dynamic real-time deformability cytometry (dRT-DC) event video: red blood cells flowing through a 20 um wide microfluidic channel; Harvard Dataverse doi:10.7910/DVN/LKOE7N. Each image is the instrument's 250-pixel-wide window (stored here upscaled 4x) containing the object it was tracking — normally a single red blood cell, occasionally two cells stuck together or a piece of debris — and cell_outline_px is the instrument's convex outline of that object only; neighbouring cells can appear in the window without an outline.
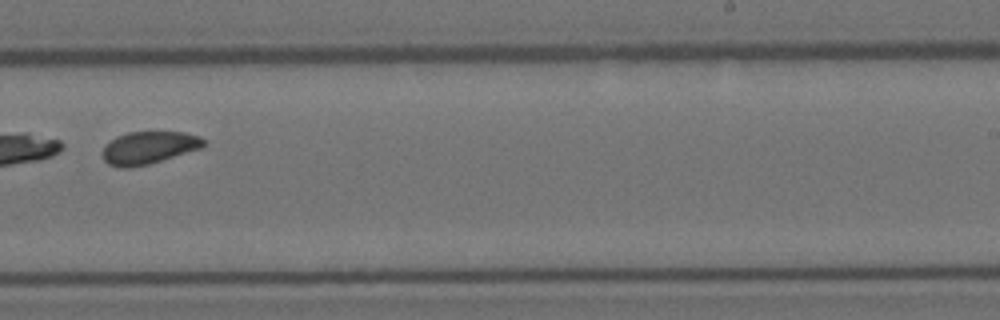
{"species": "Egyptian fruit bat (a non-hibernating species)", "species_latin": "Rousettus aegyptiacus", "temperature_condition": "room temperature", "stored_images_in_passage": 10, "camera_frame_rate_fps": 3000, "um_per_image_px": 0.085, "animal": {"sex": "female"}, "frame": {"image": 1, "passage_image": 9, "time_ms": 2.667, "image_size_px": [1000, 320], "cell_outline_px": [[204, 144], [200, 148], [148, 164], [128, 168], [120, 168], [108, 164], [100, 156], [100, 152], [116, 136], [128, 132], [184, 132], [200, 136], [204, 140]], "centroid_in_image_um": [12.59, 12.55], "position_along_channel_um": 276.4, "area_um2": 19.02}}